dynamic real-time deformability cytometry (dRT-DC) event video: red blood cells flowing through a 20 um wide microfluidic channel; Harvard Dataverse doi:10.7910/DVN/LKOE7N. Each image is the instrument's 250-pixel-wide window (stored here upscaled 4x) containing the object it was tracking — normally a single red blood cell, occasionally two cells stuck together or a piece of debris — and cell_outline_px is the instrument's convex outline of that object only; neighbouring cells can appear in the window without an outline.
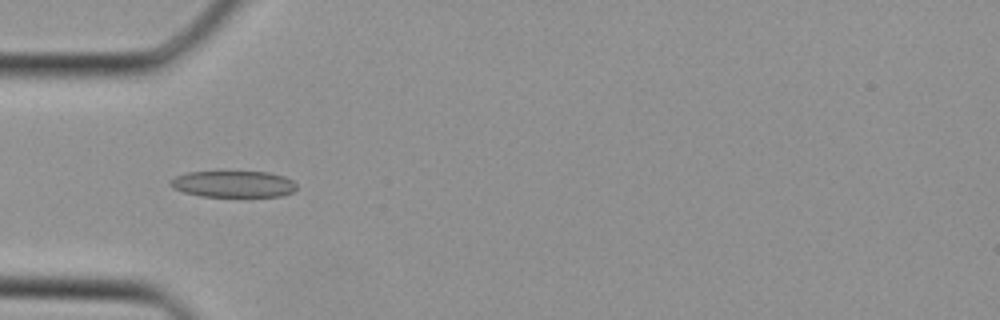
{"species": "Egyptian fruit bat (a non-hibernating species)", "species_latin": "Rousettus aegyptiacus", "temperature_condition": "cold", "stored_images_in_passage": 25, "camera_frame_rate_fps": 3000, "um_per_image_px": 0.085, "animal": {"sex": "female"}, "frame": {"image": 1, "passage_image": 3, "time_ms": 0.667, "image_size_px": [1000, 320], "cell_outline_px": [[296, 188], [292, 192], [280, 196], [200, 196], [184, 192], [172, 188], [168, 184], [168, 180], [176, 176], [188, 172], [268, 172], [284, 176], [292, 180], [296, 184]], "centroid_in_image_um": [19.8, 15.64], "position_along_channel_um": 65.2, "area_um2": 19.42}}
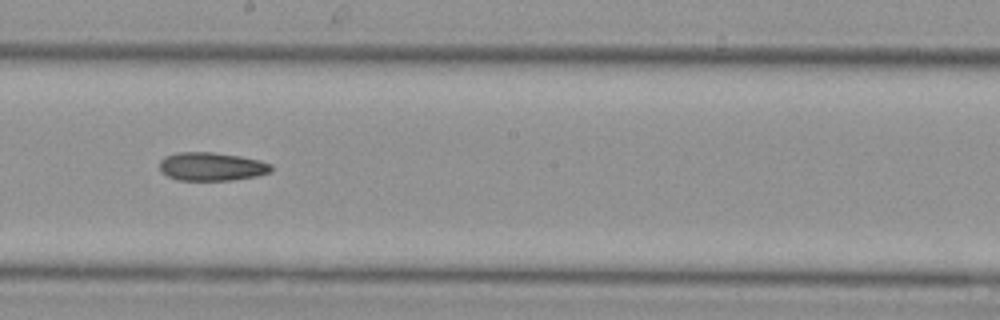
{"frame": {"image": 2, "passage_image": 12, "time_ms": 3.667, "image_size_px": [1000, 320], "cell_outline_px": [[272, 172], [256, 176], [232, 180], [180, 180], [168, 176], [160, 168], [160, 160], [164, 156], [176, 152], [212, 152], [240, 156], [260, 160], [272, 164]], "centroid_in_image_um": [18.01, 14.15], "position_along_channel_um": 230.2, "area_um2": 18.5}}
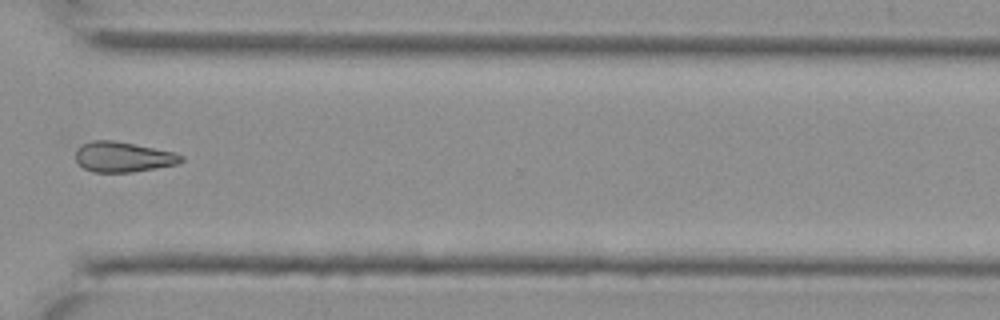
{"frame": {"image": 3, "passage_image": 19, "time_ms": 6.0, "image_size_px": [1000, 320], "cell_outline_px": [[184, 160], [176, 164], [156, 168], [132, 172], [92, 172], [84, 168], [76, 160], [76, 148], [80, 144], [92, 140], [112, 140], [176, 152], [184, 156]], "centroid_in_image_um": [10.45, 13.33], "position_along_channel_um": 360.1, "area_um2": 18.67}}